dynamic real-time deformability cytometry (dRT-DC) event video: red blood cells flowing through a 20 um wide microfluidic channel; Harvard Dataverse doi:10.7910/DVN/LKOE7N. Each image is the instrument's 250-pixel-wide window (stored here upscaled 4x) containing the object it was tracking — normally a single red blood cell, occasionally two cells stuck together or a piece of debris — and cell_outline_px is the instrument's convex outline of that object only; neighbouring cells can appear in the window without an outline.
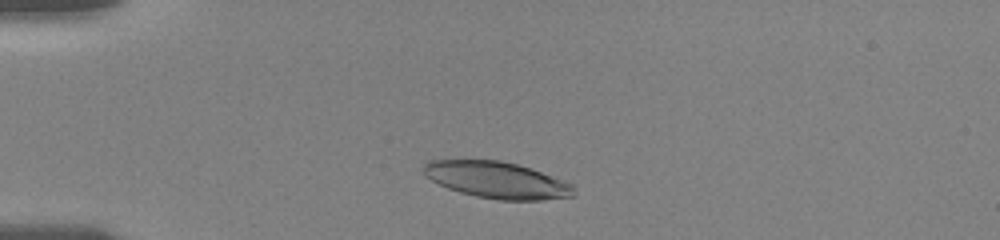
{"species": "human", "species_latin": "Homo sapiens", "temperature_condition": "room temperature", "stored_images_in_passage": 58, "camera_frame_rate_fps": 3000, "um_per_image_px": 0.085, "donor": {"sex": "female"}, "frame": {"image": 1, "passage_image": 8, "time_ms": 1.667, "image_size_px": [1000, 240], "cell_outline_px": [[576, 196], [540, 200], [500, 200], [476, 196], [460, 192], [448, 188], [424, 176], [420, 168], [428, 160], [500, 160], [516, 164], [540, 172], [572, 184]], "centroid_in_image_um": [42.18, 15.3], "position_along_channel_um": 42.8, "area_um2": 31.85}}
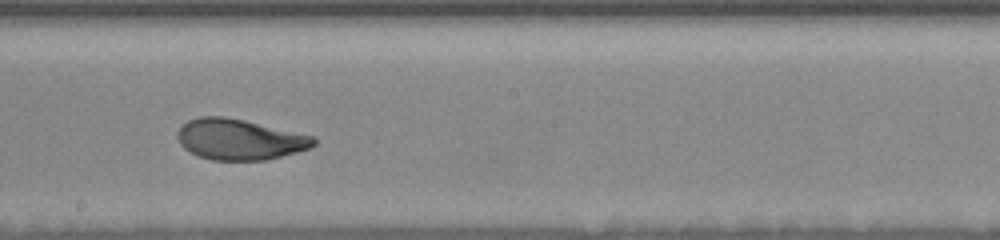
{"frame": {"image": 2, "passage_image": 34, "time_ms": 7.667, "image_size_px": [1000, 240], "cell_outline_px": [[316, 144], [308, 148], [296, 152], [264, 160], [212, 160], [200, 156], [184, 148], [180, 144], [176, 136], [176, 132], [188, 120], [200, 116], [224, 116], [244, 120], [312, 136], [316, 140]], "centroid_in_image_um": [20.32, 11.84], "position_along_channel_um": 227.9, "area_um2": 31.96}}
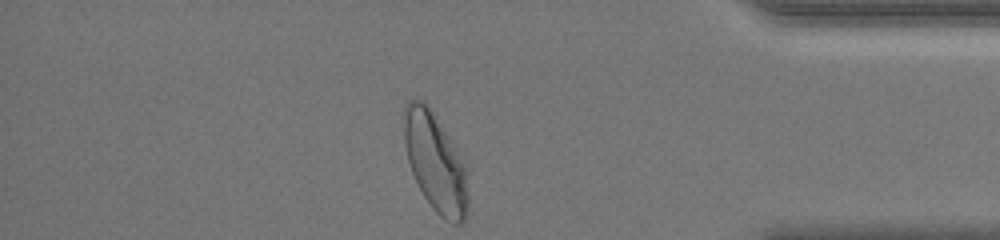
{"frame": {"image": 3, "passage_image": 58, "time_ms": 13.0, "image_size_px": [1000, 240], "cell_outline_px": [[468, 212], [464, 220], [460, 224], [452, 224], [444, 220], [432, 208], [424, 196], [412, 172], [408, 160], [404, 144], [400, 116], [404, 104], [412, 96], [424, 100], [428, 104], [468, 168]], "centroid_in_image_um": [36.98, 13.74], "position_along_channel_um": 398.2, "area_um2": 37.86}, "authors_computed_cell_mechanics": {"area_um2": 32.8882, "velocity_mm_per_s": 3.6486, "shape_relaxation_time_tau1_ms": 5.0345, "shape_relaxation_time_tau2_ms": 1.0612, "deformation_change_tau1": 0.1919, "deformation_change_tau2": 0.0697}}